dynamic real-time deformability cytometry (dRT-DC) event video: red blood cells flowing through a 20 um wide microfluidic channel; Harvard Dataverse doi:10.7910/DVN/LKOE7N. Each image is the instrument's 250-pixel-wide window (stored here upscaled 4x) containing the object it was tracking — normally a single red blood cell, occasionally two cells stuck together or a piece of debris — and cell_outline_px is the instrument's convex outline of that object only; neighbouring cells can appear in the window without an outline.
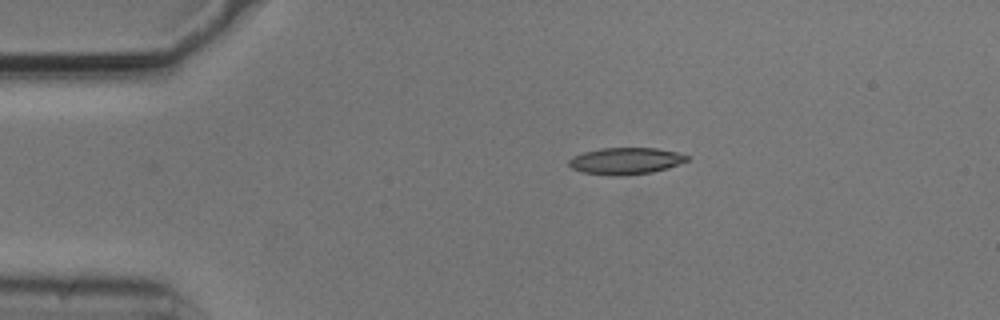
{"species": "common noctule bat (a hibernating species)", "species_latin": "Nyctalus noctula", "temperature_condition": "cold", "stored_images_in_passage": 4, "camera_frame_rate_fps": 3000, "um_per_image_px": 0.085, "animal": {"sex": "male", "body_mass_g": 20.5, "forearm_length_mm": 52.5}, "frame": {"image": 1, "passage_image": 1, "time_ms": 0.0, "image_size_px": [1000, 320], "cell_outline_px": [[688, 160], [668, 168], [652, 172], [624, 176], [612, 176], [584, 172], [572, 168], [568, 164], [568, 160], [572, 156], [584, 152], [600, 148], [656, 148], [676, 152], [688, 156]], "centroid_in_image_um": [53.16, 13.68], "position_along_channel_um": 31.8, "area_um2": 18.38}}
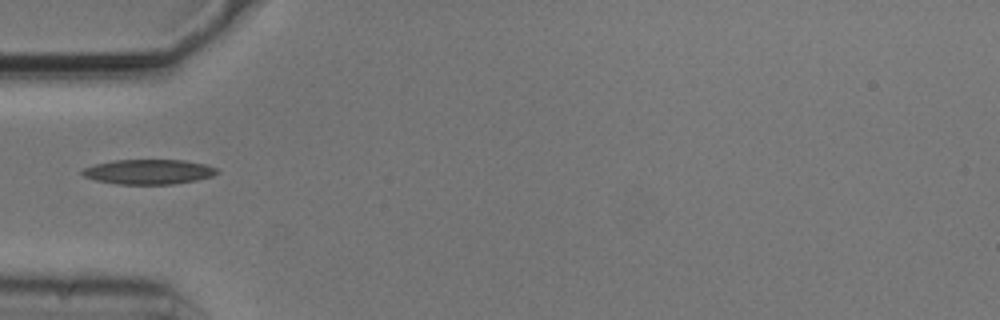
{"frame": {"image": 2, "passage_image": 3, "time_ms": 0.667, "image_size_px": [1000, 320], "cell_outline_px": [[220, 172], [212, 176], [196, 180], [172, 184], [116, 184], [96, 180], [84, 176], [80, 172], [84, 168], [96, 164], [112, 160], [184, 160], [204, 164], [216, 168]], "centroid_in_image_um": [12.63, 14.6], "position_along_channel_um": 72.4, "area_um2": 19.42}}
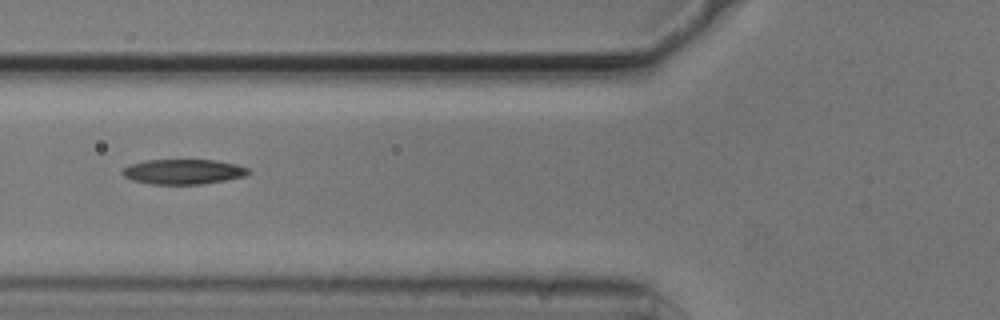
{"frame": {"image": 3, "passage_image": 4, "time_ms": 1.0, "image_size_px": [1000, 320], "cell_outline_px": [[252, 172], [248, 176], [200, 184], [148, 184], [132, 180], [124, 176], [120, 172], [128, 164], [144, 160], [216, 160], [236, 164], [248, 168]], "centroid_in_image_um": [15.57, 14.59], "position_along_channel_um": 110.2, "area_um2": 18.55}}